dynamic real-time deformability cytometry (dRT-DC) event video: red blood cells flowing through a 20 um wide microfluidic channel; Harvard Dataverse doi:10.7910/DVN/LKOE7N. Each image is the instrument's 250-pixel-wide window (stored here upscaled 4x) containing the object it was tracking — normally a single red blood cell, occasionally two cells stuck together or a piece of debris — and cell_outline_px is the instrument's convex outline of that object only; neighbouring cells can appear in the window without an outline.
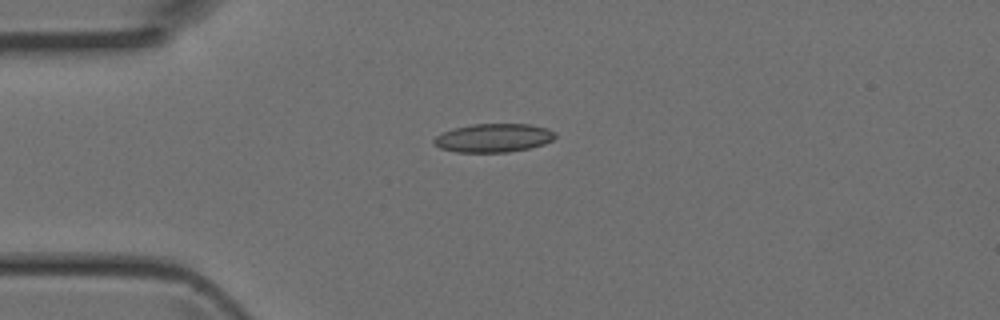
{"species": "Egyptian fruit bat (a non-hibernating species)", "species_latin": "Rousettus aegyptiacus", "temperature_condition": "room temperature", "stored_images_in_passage": 2, "camera_frame_rate_fps": 3000, "um_per_image_px": 0.085, "animal": {"sex": "female"}, "frame": {"image": 1, "passage_image": 1, "time_ms": 0.0, "image_size_px": [1000, 320], "cell_outline_px": [[556, 136], [552, 140], [544, 144], [528, 148], [508, 152], [456, 152], [440, 148], [432, 144], [432, 140], [436, 136], [444, 132], [456, 128], [472, 124], [532, 124], [548, 128], [556, 132]], "centroid_in_image_um": [41.96, 11.72], "position_along_channel_um": 43.0, "area_um2": 20.23}}